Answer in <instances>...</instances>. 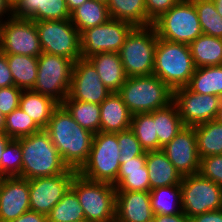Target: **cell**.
I'll list each match as a JSON object with an SVG mask.
<instances>
[{
	"label": "cell",
	"mask_w": 222,
	"mask_h": 222,
	"mask_svg": "<svg viewBox=\"0 0 222 222\" xmlns=\"http://www.w3.org/2000/svg\"><path fill=\"white\" fill-rule=\"evenodd\" d=\"M180 0H145L147 17L154 22Z\"/></svg>",
	"instance_id": "43"
},
{
	"label": "cell",
	"mask_w": 222,
	"mask_h": 222,
	"mask_svg": "<svg viewBox=\"0 0 222 222\" xmlns=\"http://www.w3.org/2000/svg\"><path fill=\"white\" fill-rule=\"evenodd\" d=\"M86 1L87 0H66V5L70 14Z\"/></svg>",
	"instance_id": "50"
},
{
	"label": "cell",
	"mask_w": 222,
	"mask_h": 222,
	"mask_svg": "<svg viewBox=\"0 0 222 222\" xmlns=\"http://www.w3.org/2000/svg\"><path fill=\"white\" fill-rule=\"evenodd\" d=\"M197 150L200 159L222 155V124L216 120L194 126Z\"/></svg>",
	"instance_id": "32"
},
{
	"label": "cell",
	"mask_w": 222,
	"mask_h": 222,
	"mask_svg": "<svg viewBox=\"0 0 222 222\" xmlns=\"http://www.w3.org/2000/svg\"><path fill=\"white\" fill-rule=\"evenodd\" d=\"M158 38L190 44L203 34L192 0H180L153 22Z\"/></svg>",
	"instance_id": "8"
},
{
	"label": "cell",
	"mask_w": 222,
	"mask_h": 222,
	"mask_svg": "<svg viewBox=\"0 0 222 222\" xmlns=\"http://www.w3.org/2000/svg\"><path fill=\"white\" fill-rule=\"evenodd\" d=\"M188 44L158 38L153 74L172 90L186 87L195 71Z\"/></svg>",
	"instance_id": "3"
},
{
	"label": "cell",
	"mask_w": 222,
	"mask_h": 222,
	"mask_svg": "<svg viewBox=\"0 0 222 222\" xmlns=\"http://www.w3.org/2000/svg\"><path fill=\"white\" fill-rule=\"evenodd\" d=\"M153 222H191V219L183 212H180L172 215H154Z\"/></svg>",
	"instance_id": "47"
},
{
	"label": "cell",
	"mask_w": 222,
	"mask_h": 222,
	"mask_svg": "<svg viewBox=\"0 0 222 222\" xmlns=\"http://www.w3.org/2000/svg\"><path fill=\"white\" fill-rule=\"evenodd\" d=\"M150 202L154 215H172L182 212L180 184L150 190Z\"/></svg>",
	"instance_id": "34"
},
{
	"label": "cell",
	"mask_w": 222,
	"mask_h": 222,
	"mask_svg": "<svg viewBox=\"0 0 222 222\" xmlns=\"http://www.w3.org/2000/svg\"><path fill=\"white\" fill-rule=\"evenodd\" d=\"M132 115L118 92H112L100 104V132L117 133L130 129Z\"/></svg>",
	"instance_id": "22"
},
{
	"label": "cell",
	"mask_w": 222,
	"mask_h": 222,
	"mask_svg": "<svg viewBox=\"0 0 222 222\" xmlns=\"http://www.w3.org/2000/svg\"><path fill=\"white\" fill-rule=\"evenodd\" d=\"M153 119L159 141V150H162V147L169 143L185 126L174 102L164 108L154 110Z\"/></svg>",
	"instance_id": "28"
},
{
	"label": "cell",
	"mask_w": 222,
	"mask_h": 222,
	"mask_svg": "<svg viewBox=\"0 0 222 222\" xmlns=\"http://www.w3.org/2000/svg\"><path fill=\"white\" fill-rule=\"evenodd\" d=\"M88 60L96 68L99 78L111 93L121 89L128 77L117 52H103Z\"/></svg>",
	"instance_id": "24"
},
{
	"label": "cell",
	"mask_w": 222,
	"mask_h": 222,
	"mask_svg": "<svg viewBox=\"0 0 222 222\" xmlns=\"http://www.w3.org/2000/svg\"><path fill=\"white\" fill-rule=\"evenodd\" d=\"M42 129L20 106L5 116L4 133L11 139H19L40 132Z\"/></svg>",
	"instance_id": "37"
},
{
	"label": "cell",
	"mask_w": 222,
	"mask_h": 222,
	"mask_svg": "<svg viewBox=\"0 0 222 222\" xmlns=\"http://www.w3.org/2000/svg\"><path fill=\"white\" fill-rule=\"evenodd\" d=\"M61 105L82 128L93 134L100 132L99 104L66 98Z\"/></svg>",
	"instance_id": "33"
},
{
	"label": "cell",
	"mask_w": 222,
	"mask_h": 222,
	"mask_svg": "<svg viewBox=\"0 0 222 222\" xmlns=\"http://www.w3.org/2000/svg\"><path fill=\"white\" fill-rule=\"evenodd\" d=\"M5 129V115L0 111V133H3Z\"/></svg>",
	"instance_id": "52"
},
{
	"label": "cell",
	"mask_w": 222,
	"mask_h": 222,
	"mask_svg": "<svg viewBox=\"0 0 222 222\" xmlns=\"http://www.w3.org/2000/svg\"><path fill=\"white\" fill-rule=\"evenodd\" d=\"M77 174L75 169H68L56 176L37 177L29 180L30 210L48 215L51 209L62 199L71 187Z\"/></svg>",
	"instance_id": "14"
},
{
	"label": "cell",
	"mask_w": 222,
	"mask_h": 222,
	"mask_svg": "<svg viewBox=\"0 0 222 222\" xmlns=\"http://www.w3.org/2000/svg\"><path fill=\"white\" fill-rule=\"evenodd\" d=\"M189 48L195 68L222 65V38L201 34Z\"/></svg>",
	"instance_id": "26"
},
{
	"label": "cell",
	"mask_w": 222,
	"mask_h": 222,
	"mask_svg": "<svg viewBox=\"0 0 222 222\" xmlns=\"http://www.w3.org/2000/svg\"><path fill=\"white\" fill-rule=\"evenodd\" d=\"M146 167L150 190L157 187L181 184L183 176L162 150L146 152Z\"/></svg>",
	"instance_id": "23"
},
{
	"label": "cell",
	"mask_w": 222,
	"mask_h": 222,
	"mask_svg": "<svg viewBox=\"0 0 222 222\" xmlns=\"http://www.w3.org/2000/svg\"><path fill=\"white\" fill-rule=\"evenodd\" d=\"M221 97L193 93L187 87L173 90V102L185 126L194 127L216 119Z\"/></svg>",
	"instance_id": "15"
},
{
	"label": "cell",
	"mask_w": 222,
	"mask_h": 222,
	"mask_svg": "<svg viewBox=\"0 0 222 222\" xmlns=\"http://www.w3.org/2000/svg\"><path fill=\"white\" fill-rule=\"evenodd\" d=\"M1 178L14 177L21 174L22 150L19 139H11L5 147L0 160Z\"/></svg>",
	"instance_id": "39"
},
{
	"label": "cell",
	"mask_w": 222,
	"mask_h": 222,
	"mask_svg": "<svg viewBox=\"0 0 222 222\" xmlns=\"http://www.w3.org/2000/svg\"><path fill=\"white\" fill-rule=\"evenodd\" d=\"M199 173L222 187V155L201 158Z\"/></svg>",
	"instance_id": "41"
},
{
	"label": "cell",
	"mask_w": 222,
	"mask_h": 222,
	"mask_svg": "<svg viewBox=\"0 0 222 222\" xmlns=\"http://www.w3.org/2000/svg\"><path fill=\"white\" fill-rule=\"evenodd\" d=\"M107 7L112 19L128 22L134 27L153 25L147 17L145 0H109Z\"/></svg>",
	"instance_id": "27"
},
{
	"label": "cell",
	"mask_w": 222,
	"mask_h": 222,
	"mask_svg": "<svg viewBox=\"0 0 222 222\" xmlns=\"http://www.w3.org/2000/svg\"><path fill=\"white\" fill-rule=\"evenodd\" d=\"M133 28L128 22L110 18L102 25L84 30L80 34L81 58L88 59L103 52L118 53Z\"/></svg>",
	"instance_id": "13"
},
{
	"label": "cell",
	"mask_w": 222,
	"mask_h": 222,
	"mask_svg": "<svg viewBox=\"0 0 222 222\" xmlns=\"http://www.w3.org/2000/svg\"><path fill=\"white\" fill-rule=\"evenodd\" d=\"M116 191H150L146 152L130 159H120Z\"/></svg>",
	"instance_id": "21"
},
{
	"label": "cell",
	"mask_w": 222,
	"mask_h": 222,
	"mask_svg": "<svg viewBox=\"0 0 222 222\" xmlns=\"http://www.w3.org/2000/svg\"><path fill=\"white\" fill-rule=\"evenodd\" d=\"M15 86L12 73L7 63L6 54L0 51V88Z\"/></svg>",
	"instance_id": "44"
},
{
	"label": "cell",
	"mask_w": 222,
	"mask_h": 222,
	"mask_svg": "<svg viewBox=\"0 0 222 222\" xmlns=\"http://www.w3.org/2000/svg\"><path fill=\"white\" fill-rule=\"evenodd\" d=\"M44 130L63 162L78 171L88 159L94 134L82 128L61 104L53 111Z\"/></svg>",
	"instance_id": "1"
},
{
	"label": "cell",
	"mask_w": 222,
	"mask_h": 222,
	"mask_svg": "<svg viewBox=\"0 0 222 222\" xmlns=\"http://www.w3.org/2000/svg\"><path fill=\"white\" fill-rule=\"evenodd\" d=\"M130 130L134 133L146 152L159 150L153 112L133 114Z\"/></svg>",
	"instance_id": "35"
},
{
	"label": "cell",
	"mask_w": 222,
	"mask_h": 222,
	"mask_svg": "<svg viewBox=\"0 0 222 222\" xmlns=\"http://www.w3.org/2000/svg\"><path fill=\"white\" fill-rule=\"evenodd\" d=\"M157 41L153 25L130 31L118 52L128 78L153 74Z\"/></svg>",
	"instance_id": "6"
},
{
	"label": "cell",
	"mask_w": 222,
	"mask_h": 222,
	"mask_svg": "<svg viewBox=\"0 0 222 222\" xmlns=\"http://www.w3.org/2000/svg\"><path fill=\"white\" fill-rule=\"evenodd\" d=\"M182 212L188 217L222 209V187L200 173L183 176Z\"/></svg>",
	"instance_id": "11"
},
{
	"label": "cell",
	"mask_w": 222,
	"mask_h": 222,
	"mask_svg": "<svg viewBox=\"0 0 222 222\" xmlns=\"http://www.w3.org/2000/svg\"><path fill=\"white\" fill-rule=\"evenodd\" d=\"M76 222H90V221L87 220V219H82V220H80V221H76Z\"/></svg>",
	"instance_id": "56"
},
{
	"label": "cell",
	"mask_w": 222,
	"mask_h": 222,
	"mask_svg": "<svg viewBox=\"0 0 222 222\" xmlns=\"http://www.w3.org/2000/svg\"><path fill=\"white\" fill-rule=\"evenodd\" d=\"M186 87L193 93L222 98V65L196 68Z\"/></svg>",
	"instance_id": "31"
},
{
	"label": "cell",
	"mask_w": 222,
	"mask_h": 222,
	"mask_svg": "<svg viewBox=\"0 0 222 222\" xmlns=\"http://www.w3.org/2000/svg\"><path fill=\"white\" fill-rule=\"evenodd\" d=\"M14 85L22 90H32L37 79L38 57L6 54Z\"/></svg>",
	"instance_id": "29"
},
{
	"label": "cell",
	"mask_w": 222,
	"mask_h": 222,
	"mask_svg": "<svg viewBox=\"0 0 222 222\" xmlns=\"http://www.w3.org/2000/svg\"><path fill=\"white\" fill-rule=\"evenodd\" d=\"M216 11L222 17V0H213Z\"/></svg>",
	"instance_id": "51"
},
{
	"label": "cell",
	"mask_w": 222,
	"mask_h": 222,
	"mask_svg": "<svg viewBox=\"0 0 222 222\" xmlns=\"http://www.w3.org/2000/svg\"><path fill=\"white\" fill-rule=\"evenodd\" d=\"M191 222H222V209L193 216Z\"/></svg>",
	"instance_id": "45"
},
{
	"label": "cell",
	"mask_w": 222,
	"mask_h": 222,
	"mask_svg": "<svg viewBox=\"0 0 222 222\" xmlns=\"http://www.w3.org/2000/svg\"><path fill=\"white\" fill-rule=\"evenodd\" d=\"M118 94L132 114L153 112L173 102V90L154 74L127 78Z\"/></svg>",
	"instance_id": "4"
},
{
	"label": "cell",
	"mask_w": 222,
	"mask_h": 222,
	"mask_svg": "<svg viewBox=\"0 0 222 222\" xmlns=\"http://www.w3.org/2000/svg\"><path fill=\"white\" fill-rule=\"evenodd\" d=\"M115 222H153L150 191H116Z\"/></svg>",
	"instance_id": "19"
},
{
	"label": "cell",
	"mask_w": 222,
	"mask_h": 222,
	"mask_svg": "<svg viewBox=\"0 0 222 222\" xmlns=\"http://www.w3.org/2000/svg\"><path fill=\"white\" fill-rule=\"evenodd\" d=\"M90 222H115L116 188L113 184L87 180L78 173L71 187Z\"/></svg>",
	"instance_id": "7"
},
{
	"label": "cell",
	"mask_w": 222,
	"mask_h": 222,
	"mask_svg": "<svg viewBox=\"0 0 222 222\" xmlns=\"http://www.w3.org/2000/svg\"><path fill=\"white\" fill-rule=\"evenodd\" d=\"M12 16V5L8 0H0V21Z\"/></svg>",
	"instance_id": "48"
},
{
	"label": "cell",
	"mask_w": 222,
	"mask_h": 222,
	"mask_svg": "<svg viewBox=\"0 0 222 222\" xmlns=\"http://www.w3.org/2000/svg\"><path fill=\"white\" fill-rule=\"evenodd\" d=\"M85 219L76 193L69 188L47 215L48 222H76Z\"/></svg>",
	"instance_id": "36"
},
{
	"label": "cell",
	"mask_w": 222,
	"mask_h": 222,
	"mask_svg": "<svg viewBox=\"0 0 222 222\" xmlns=\"http://www.w3.org/2000/svg\"><path fill=\"white\" fill-rule=\"evenodd\" d=\"M59 105L60 104L53 98L32 90H23L20 96V108L27 113L41 129L47 127L53 111Z\"/></svg>",
	"instance_id": "25"
},
{
	"label": "cell",
	"mask_w": 222,
	"mask_h": 222,
	"mask_svg": "<svg viewBox=\"0 0 222 222\" xmlns=\"http://www.w3.org/2000/svg\"><path fill=\"white\" fill-rule=\"evenodd\" d=\"M8 1L13 6L17 0H8Z\"/></svg>",
	"instance_id": "55"
},
{
	"label": "cell",
	"mask_w": 222,
	"mask_h": 222,
	"mask_svg": "<svg viewBox=\"0 0 222 222\" xmlns=\"http://www.w3.org/2000/svg\"><path fill=\"white\" fill-rule=\"evenodd\" d=\"M10 140L11 138L7 136L4 132L0 133V160H1V155ZM0 178H1V165H0Z\"/></svg>",
	"instance_id": "49"
},
{
	"label": "cell",
	"mask_w": 222,
	"mask_h": 222,
	"mask_svg": "<svg viewBox=\"0 0 222 222\" xmlns=\"http://www.w3.org/2000/svg\"><path fill=\"white\" fill-rule=\"evenodd\" d=\"M12 16L36 22L70 19L71 14L66 0H17L12 6Z\"/></svg>",
	"instance_id": "20"
},
{
	"label": "cell",
	"mask_w": 222,
	"mask_h": 222,
	"mask_svg": "<svg viewBox=\"0 0 222 222\" xmlns=\"http://www.w3.org/2000/svg\"><path fill=\"white\" fill-rule=\"evenodd\" d=\"M110 18L106 4L87 0L71 13L70 20L81 34L86 29L102 25Z\"/></svg>",
	"instance_id": "30"
},
{
	"label": "cell",
	"mask_w": 222,
	"mask_h": 222,
	"mask_svg": "<svg viewBox=\"0 0 222 222\" xmlns=\"http://www.w3.org/2000/svg\"><path fill=\"white\" fill-rule=\"evenodd\" d=\"M215 120L222 124V99H221L219 109H218V113H217V116H216Z\"/></svg>",
	"instance_id": "53"
},
{
	"label": "cell",
	"mask_w": 222,
	"mask_h": 222,
	"mask_svg": "<svg viewBox=\"0 0 222 222\" xmlns=\"http://www.w3.org/2000/svg\"><path fill=\"white\" fill-rule=\"evenodd\" d=\"M0 51L39 57L42 50L35 21L11 16L1 22Z\"/></svg>",
	"instance_id": "12"
},
{
	"label": "cell",
	"mask_w": 222,
	"mask_h": 222,
	"mask_svg": "<svg viewBox=\"0 0 222 222\" xmlns=\"http://www.w3.org/2000/svg\"><path fill=\"white\" fill-rule=\"evenodd\" d=\"M117 133L94 134L87 161L77 171L83 178L94 182L114 184L120 167Z\"/></svg>",
	"instance_id": "5"
},
{
	"label": "cell",
	"mask_w": 222,
	"mask_h": 222,
	"mask_svg": "<svg viewBox=\"0 0 222 222\" xmlns=\"http://www.w3.org/2000/svg\"><path fill=\"white\" fill-rule=\"evenodd\" d=\"M74 62L42 52L38 57L36 83L32 91L49 96L61 104L68 96Z\"/></svg>",
	"instance_id": "9"
},
{
	"label": "cell",
	"mask_w": 222,
	"mask_h": 222,
	"mask_svg": "<svg viewBox=\"0 0 222 222\" xmlns=\"http://www.w3.org/2000/svg\"><path fill=\"white\" fill-rule=\"evenodd\" d=\"M41 50L74 63L81 58L80 32L70 19L36 21Z\"/></svg>",
	"instance_id": "10"
},
{
	"label": "cell",
	"mask_w": 222,
	"mask_h": 222,
	"mask_svg": "<svg viewBox=\"0 0 222 222\" xmlns=\"http://www.w3.org/2000/svg\"><path fill=\"white\" fill-rule=\"evenodd\" d=\"M162 151L182 176L199 173L201 159L194 127L184 126Z\"/></svg>",
	"instance_id": "17"
},
{
	"label": "cell",
	"mask_w": 222,
	"mask_h": 222,
	"mask_svg": "<svg viewBox=\"0 0 222 222\" xmlns=\"http://www.w3.org/2000/svg\"><path fill=\"white\" fill-rule=\"evenodd\" d=\"M198 14L203 34L222 38V17L216 11L213 0H192Z\"/></svg>",
	"instance_id": "38"
},
{
	"label": "cell",
	"mask_w": 222,
	"mask_h": 222,
	"mask_svg": "<svg viewBox=\"0 0 222 222\" xmlns=\"http://www.w3.org/2000/svg\"><path fill=\"white\" fill-rule=\"evenodd\" d=\"M99 77L96 68L88 59H78L73 65L70 88L66 98L100 105L111 92Z\"/></svg>",
	"instance_id": "16"
},
{
	"label": "cell",
	"mask_w": 222,
	"mask_h": 222,
	"mask_svg": "<svg viewBox=\"0 0 222 222\" xmlns=\"http://www.w3.org/2000/svg\"><path fill=\"white\" fill-rule=\"evenodd\" d=\"M11 222H48V220L46 215L29 210Z\"/></svg>",
	"instance_id": "46"
},
{
	"label": "cell",
	"mask_w": 222,
	"mask_h": 222,
	"mask_svg": "<svg viewBox=\"0 0 222 222\" xmlns=\"http://www.w3.org/2000/svg\"><path fill=\"white\" fill-rule=\"evenodd\" d=\"M30 210L29 180L18 176L0 180V222H11Z\"/></svg>",
	"instance_id": "18"
},
{
	"label": "cell",
	"mask_w": 222,
	"mask_h": 222,
	"mask_svg": "<svg viewBox=\"0 0 222 222\" xmlns=\"http://www.w3.org/2000/svg\"><path fill=\"white\" fill-rule=\"evenodd\" d=\"M22 89L16 86L0 88V111L5 116L19 107Z\"/></svg>",
	"instance_id": "42"
},
{
	"label": "cell",
	"mask_w": 222,
	"mask_h": 222,
	"mask_svg": "<svg viewBox=\"0 0 222 222\" xmlns=\"http://www.w3.org/2000/svg\"><path fill=\"white\" fill-rule=\"evenodd\" d=\"M94 1H97V2H101V3H104V4H108L109 0H94Z\"/></svg>",
	"instance_id": "54"
},
{
	"label": "cell",
	"mask_w": 222,
	"mask_h": 222,
	"mask_svg": "<svg viewBox=\"0 0 222 222\" xmlns=\"http://www.w3.org/2000/svg\"><path fill=\"white\" fill-rule=\"evenodd\" d=\"M117 141L119 143L120 159L134 158L146 152L130 129L117 132Z\"/></svg>",
	"instance_id": "40"
},
{
	"label": "cell",
	"mask_w": 222,
	"mask_h": 222,
	"mask_svg": "<svg viewBox=\"0 0 222 222\" xmlns=\"http://www.w3.org/2000/svg\"><path fill=\"white\" fill-rule=\"evenodd\" d=\"M19 140L22 167L18 177L30 180L37 177L56 176L69 169L44 129Z\"/></svg>",
	"instance_id": "2"
}]
</instances>
